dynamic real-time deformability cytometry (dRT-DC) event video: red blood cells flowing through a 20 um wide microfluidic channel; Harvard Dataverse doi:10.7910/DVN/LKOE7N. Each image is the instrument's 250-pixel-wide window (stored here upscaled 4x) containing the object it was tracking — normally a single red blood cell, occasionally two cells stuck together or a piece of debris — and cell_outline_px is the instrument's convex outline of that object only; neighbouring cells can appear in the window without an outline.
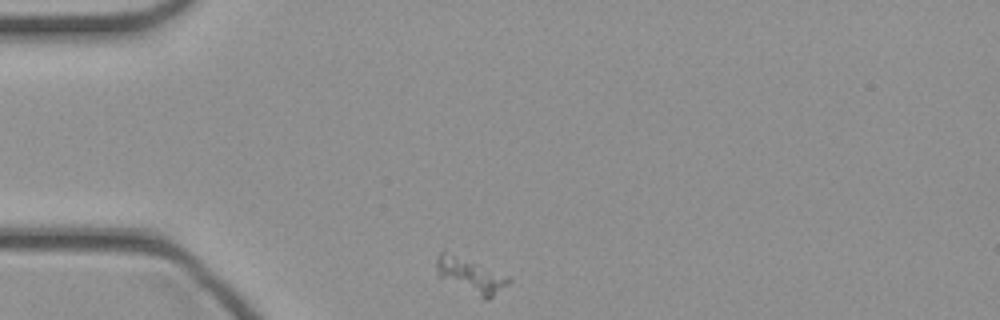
{"species": "common noctule bat (a hibernating species)", "species_latin": "Nyctalus noctula", "temperature_condition": "cold", "stored_images_in_passage": 31, "camera_frame_rate_fps": 3000, "um_per_image_px": 0.085, "animal": {"sex": "female", "body_mass_g": 21.9}, "frame": {"image": 1, "passage_image": 1, "time_ms": 0.0, "image_size_px": [1000, 320], "cell_outline_px": [[512, 280], [508, 284], [488, 300], [484, 300], [440, 276], [436, 268], [436, 260], [440, 252], [444, 248], [508, 276]], "centroid_in_image_um": [40.0, 23.36], "position_along_channel_um": 45.0, "area_um2": 14.62}}
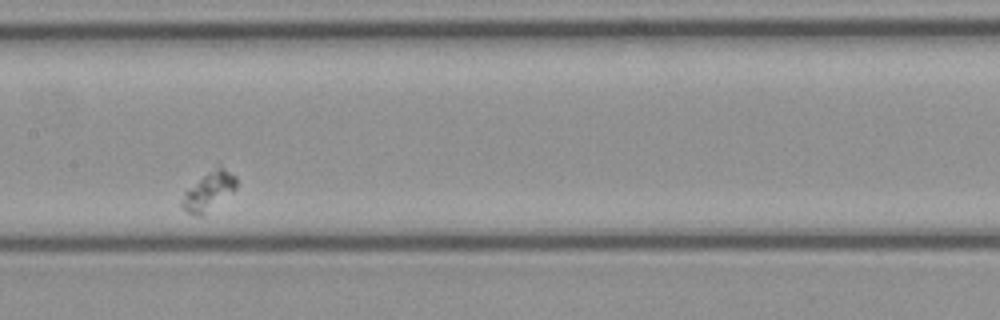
{"frame": {"image": 2, "passage_image": 14, "time_ms": 4.333, "image_size_px": [1000, 320], "cell_outline_px": [[236, 188], [232, 192], [204, 216], [196, 216], [188, 212], [180, 204], [184, 192], [208, 172], [220, 164], [236, 176]], "centroid_in_image_um": [17.76, 16.26], "position_along_channel_um": 189.6, "area_um2": 12.14}}
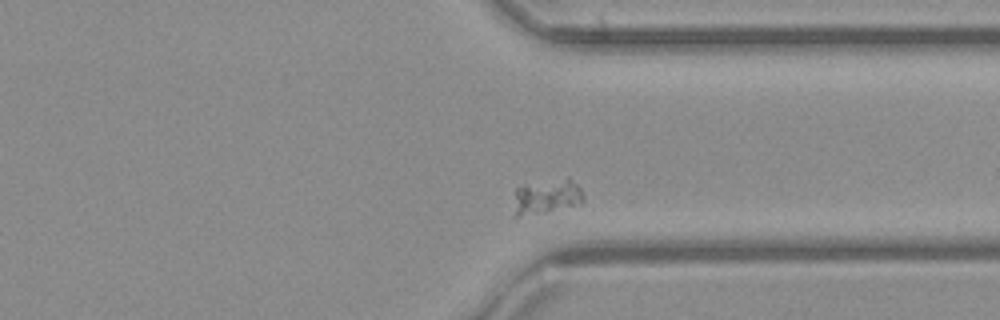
{"frame": {"image": 3, "passage_image": 27, "time_ms": 8.667, "image_size_px": [1000, 320], "cell_outline_px": [[584, 200], [580, 204], [520, 216], [516, 216], [516, 188], [524, 184], [568, 176], [580, 188], [584, 196]], "centroid_in_image_um": [46.53, 16.65], "position_along_channel_um": 364.9, "area_um2": 13.81}}